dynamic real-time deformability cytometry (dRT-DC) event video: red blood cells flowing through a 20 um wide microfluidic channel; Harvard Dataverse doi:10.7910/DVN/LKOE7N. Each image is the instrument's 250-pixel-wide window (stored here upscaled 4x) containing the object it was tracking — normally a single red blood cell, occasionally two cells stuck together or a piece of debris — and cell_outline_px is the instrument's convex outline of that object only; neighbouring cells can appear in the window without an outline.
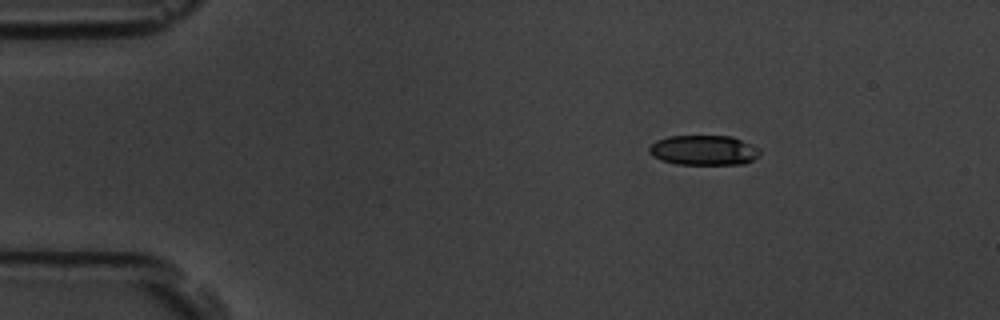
{"species": "common noctule bat (a hibernating species)", "species_latin": "Nyctalus noctula", "temperature_condition": "room temperature", "stored_images_in_passage": 3, "camera_frame_rate_fps": 3000, "um_per_image_px": 0.085, "animal": {"sex": "male", "body_mass_g": 19.5, "forearm_length_mm": 54.6}, "frame": {"image": 1, "passage_image": 1, "time_ms": 0.0, "image_size_px": [1000, 320], "cell_outline_px": [[760, 152], [752, 160], [744, 164], [676, 164], [660, 160], [652, 156], [648, 152], [648, 148], [656, 140], [668, 136], [732, 136], [760, 148]], "centroid_in_image_um": [59.78, 12.77], "position_along_channel_um": 25.2, "area_um2": 19.36}}